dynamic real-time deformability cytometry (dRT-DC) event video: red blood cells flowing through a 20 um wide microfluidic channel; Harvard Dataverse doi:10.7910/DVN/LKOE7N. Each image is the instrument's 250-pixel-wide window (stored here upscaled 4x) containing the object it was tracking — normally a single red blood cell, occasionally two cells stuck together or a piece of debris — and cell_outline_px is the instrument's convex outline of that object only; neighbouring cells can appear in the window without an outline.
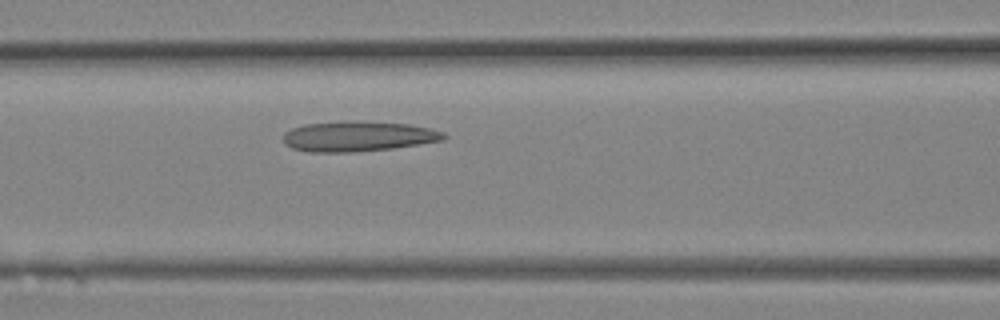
{"species": "Egyptian fruit bat (a non-hibernating species)", "species_latin": "Rousettus aegyptiacus", "temperature_condition": "room temperature", "stored_images_in_passage": 9, "camera_frame_rate_fps": 3000, "um_per_image_px": 0.085, "animal": {"sex": "female"}, "frame": {"image": 1, "passage_image": 9, "time_ms": 2.667, "image_size_px": [1000, 320], "cell_outline_px": [[448, 136], [444, 140], [420, 144], [392, 148], [352, 152], [308, 152], [292, 148], [284, 144], [284, 132], [292, 128], [304, 124], [344, 120], [360, 120], [408, 124], [432, 128], [444, 132]], "centroid_in_image_um": [30.45, 11.57], "position_along_channel_um": 136.2, "area_um2": 28.73}}